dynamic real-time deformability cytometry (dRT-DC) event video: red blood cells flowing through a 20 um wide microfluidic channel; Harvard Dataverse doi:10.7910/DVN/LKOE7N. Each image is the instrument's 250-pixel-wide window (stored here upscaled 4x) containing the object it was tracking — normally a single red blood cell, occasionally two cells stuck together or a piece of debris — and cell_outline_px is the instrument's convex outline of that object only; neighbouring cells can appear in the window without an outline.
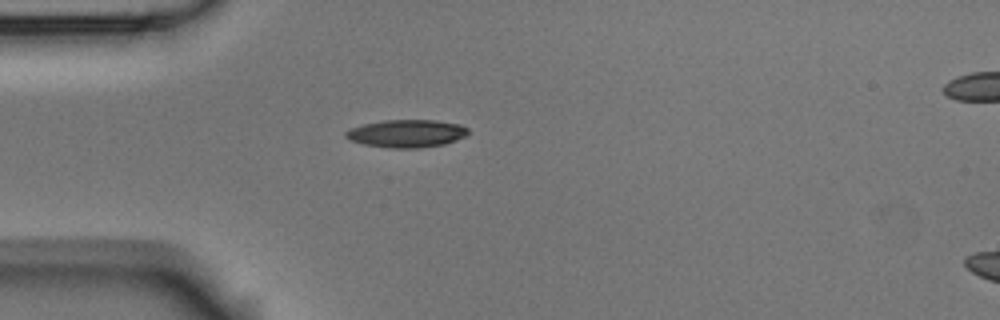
{"species": "Egyptian fruit bat (a non-hibernating species)", "species_latin": "Rousettus aegyptiacus", "temperature_condition": "room temperature", "stored_images_in_passage": 2, "camera_frame_rate_fps": 3000, "um_per_image_px": 0.085, "animal": {"sex": "male"}, "frame": {"image": 1, "passage_image": 1, "time_ms": 0.0, "image_size_px": [1000, 320], "cell_outline_px": [[468, 132], [464, 136], [456, 140], [444, 144], [416, 148], [392, 148], [364, 144], [348, 140], [344, 136], [344, 132], [348, 128], [364, 124], [384, 120], [436, 120], [460, 124], [468, 128]], "centroid_in_image_um": [34.52, 11.34], "position_along_channel_um": 50.5, "area_um2": 19.83}}